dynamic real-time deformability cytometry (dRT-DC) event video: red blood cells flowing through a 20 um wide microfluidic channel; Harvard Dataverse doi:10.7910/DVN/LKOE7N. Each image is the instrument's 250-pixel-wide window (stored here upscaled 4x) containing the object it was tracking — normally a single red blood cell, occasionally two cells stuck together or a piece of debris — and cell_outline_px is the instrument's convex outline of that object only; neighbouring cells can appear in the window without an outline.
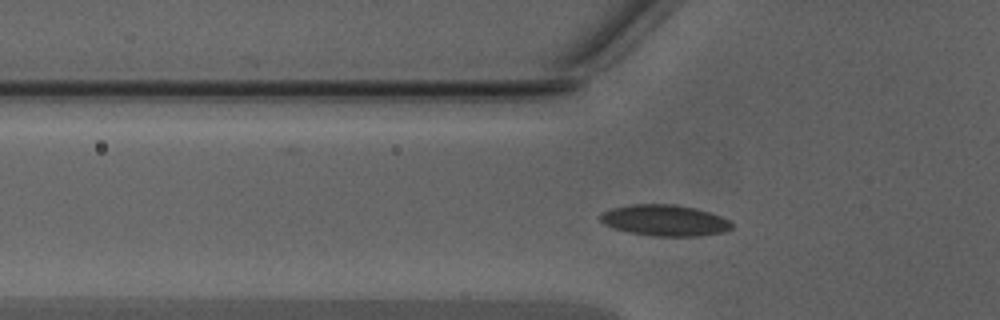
{"species": "Egyptian fruit bat (a non-hibernating species)", "species_latin": "Rousettus aegyptiacus", "temperature_condition": "warm", "stored_images_in_passage": 43, "camera_frame_rate_fps": 3000, "um_per_image_px": 0.085, "animal": {"sex": "male"}, "frame": {"image": 1, "passage_image": 11, "time_ms": 3.333, "image_size_px": [1000, 320], "cell_outline_px": [[732, 228], [724, 232], [696, 236], [652, 236], [628, 232], [604, 224], [600, 220], [600, 216], [604, 212], [612, 208], [632, 204], [676, 204], [696, 208], [720, 216], [728, 220], [732, 224]], "centroid_in_image_um": [56.51, 18.73], "position_along_channel_um": 69.3, "area_um2": 23.7}}
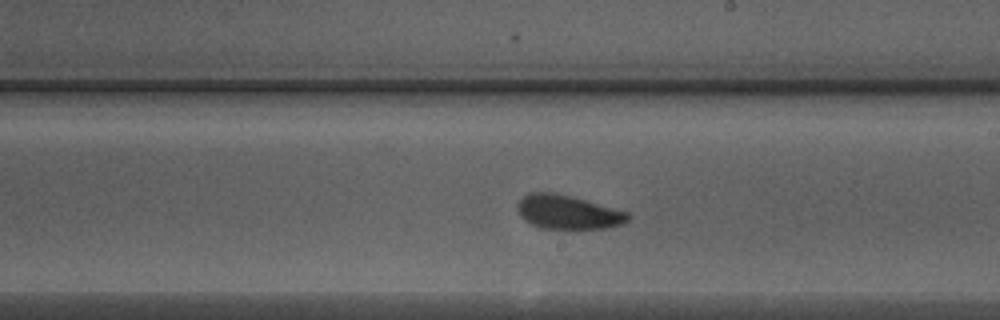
{"frame": {"image": 2, "passage_image": 23, "time_ms": 7.333, "image_size_px": [1000, 320], "cell_outline_px": [[632, 216], [628, 220], [620, 224], [604, 228], [540, 228], [524, 220], [520, 216], [516, 208], [520, 200], [528, 192], [556, 192], [628, 212]], "centroid_in_image_um": [48.23, 18.02], "position_along_channel_um": 240.8, "area_um2": 21.68}}
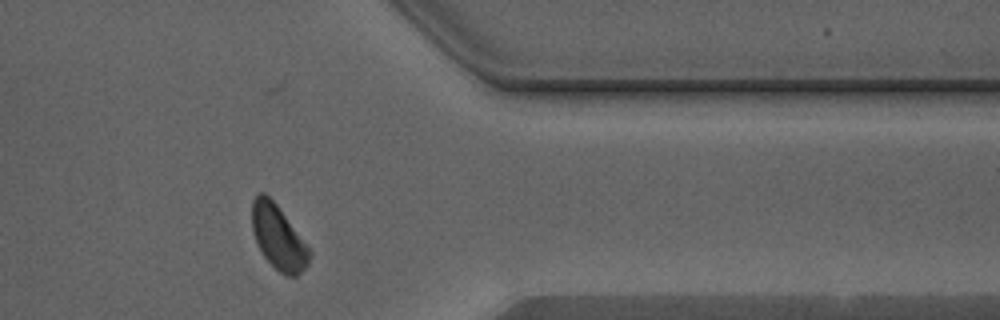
{"frame": {"image": 3, "passage_image": 34, "time_ms": 11.0, "image_size_px": [1000, 320], "cell_outline_px": [[312, 256], [308, 264], [296, 276], [288, 276], [280, 272], [264, 256], [252, 232], [252, 200], [260, 192], [264, 192], [276, 204], [312, 252]], "centroid_in_image_um": [23.66, 20.17], "position_along_channel_um": 387.7, "area_um2": 21.04}, "authors_computed_cell_mechanics": {"area_um2": 21.675, "velocity_mm_per_s": 4.3128, "shape_relaxation_time_tau1_ms": 1.2845, "shape_relaxation_time_tau2_ms": 1.3132, "deformation_change_tau1": 0.087, "deformation_change_tau2": 0.0581}}